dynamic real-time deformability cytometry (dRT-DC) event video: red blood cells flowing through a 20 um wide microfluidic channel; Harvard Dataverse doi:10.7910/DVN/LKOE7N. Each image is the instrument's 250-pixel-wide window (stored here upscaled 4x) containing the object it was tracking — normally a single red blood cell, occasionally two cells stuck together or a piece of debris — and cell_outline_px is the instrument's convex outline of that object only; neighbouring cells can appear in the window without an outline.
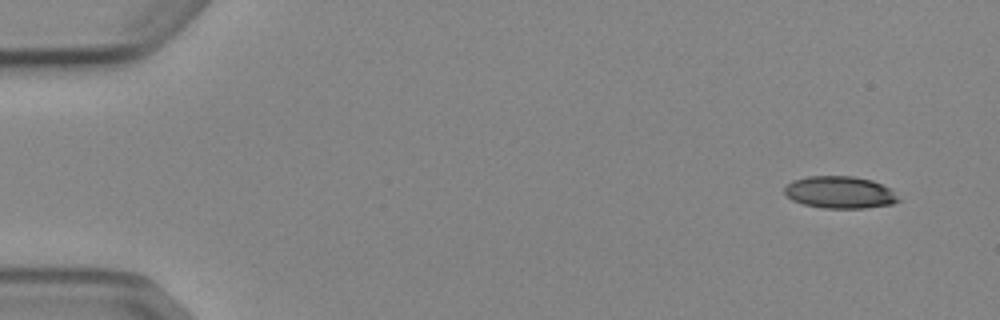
{"species": "Egyptian fruit bat (a non-hibernating species)", "species_latin": "Rousettus aegyptiacus", "temperature_condition": "cold", "stored_images_in_passage": 4, "camera_frame_rate_fps": 3000, "um_per_image_px": 0.085, "animal": {"sex": "female"}, "frame": {"image": 1, "passage_image": 1, "time_ms": 0.0, "image_size_px": [1000, 320], "cell_outline_px": [[900, 200], [892, 204], [864, 208], [824, 208], [804, 204], [792, 200], [784, 192], [784, 188], [792, 180], [808, 176], [852, 176], [872, 180], [892, 188]], "centroid_in_image_um": [71.41, 16.34], "position_along_channel_um": 13.6, "area_um2": 21.39}}